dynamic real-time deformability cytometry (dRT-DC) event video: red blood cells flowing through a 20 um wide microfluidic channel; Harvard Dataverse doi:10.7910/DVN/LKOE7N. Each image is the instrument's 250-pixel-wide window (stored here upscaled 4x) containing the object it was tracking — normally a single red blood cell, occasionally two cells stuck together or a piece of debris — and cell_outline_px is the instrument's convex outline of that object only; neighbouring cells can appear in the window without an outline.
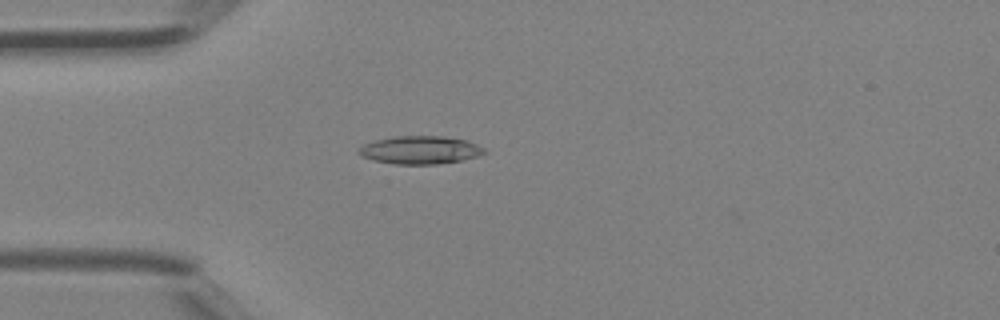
{"species": "Egyptian fruit bat (a non-hibernating species)", "species_latin": "Rousettus aegyptiacus", "temperature_condition": "room temperature", "stored_images_in_passage": 34, "camera_frame_rate_fps": 3000, "um_per_image_px": 0.085, "animal": {"sex": "female"}, "frame": {"image": 1, "passage_image": 4, "time_ms": 1.0, "image_size_px": [1000, 320], "cell_outline_px": [[488, 152], [476, 156], [460, 160], [436, 164], [396, 164], [372, 160], [360, 156], [356, 152], [364, 144], [376, 140], [396, 136], [444, 136], [468, 140], [484, 148]], "centroid_in_image_um": [35.7, 12.74], "position_along_channel_um": 49.3, "area_um2": 20.46}}
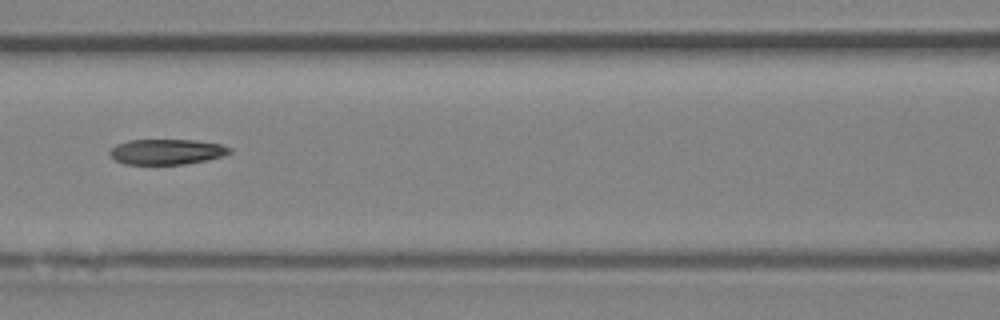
{"frame": {"image": 2, "passage_image": 11, "time_ms": 3.333, "image_size_px": [1000, 320], "cell_outline_px": [[232, 152], [220, 156], [204, 160], [184, 164], [124, 164], [116, 160], [108, 152], [116, 144], [128, 140], [196, 140], [220, 144], [232, 148]], "centroid_in_image_um": [14.15, 12.89], "position_along_channel_um": 152.4, "area_um2": 17.57}}
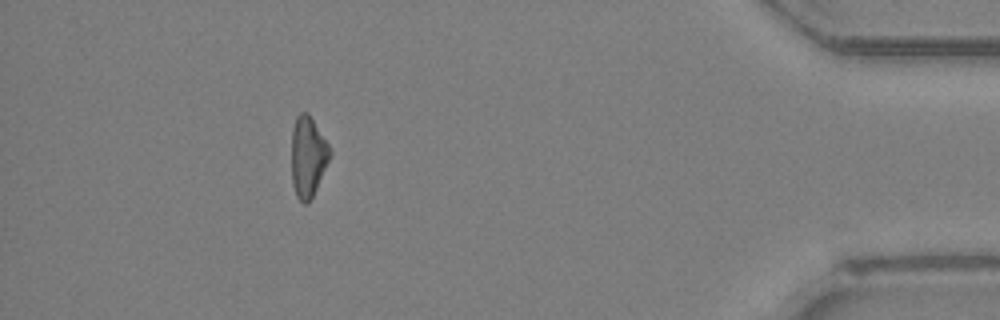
{"frame": {"image": 3, "passage_image": 30, "time_ms": 9.667, "image_size_px": [1000, 320], "cell_outline_px": [[332, 152], [316, 188], [312, 196], [304, 204], [296, 196], [292, 184], [292, 128], [296, 116], [300, 112], [308, 112], [332, 148]], "centroid_in_image_um": [26.17, 13.26], "position_along_channel_um": 409.0, "area_um2": 17.98}}